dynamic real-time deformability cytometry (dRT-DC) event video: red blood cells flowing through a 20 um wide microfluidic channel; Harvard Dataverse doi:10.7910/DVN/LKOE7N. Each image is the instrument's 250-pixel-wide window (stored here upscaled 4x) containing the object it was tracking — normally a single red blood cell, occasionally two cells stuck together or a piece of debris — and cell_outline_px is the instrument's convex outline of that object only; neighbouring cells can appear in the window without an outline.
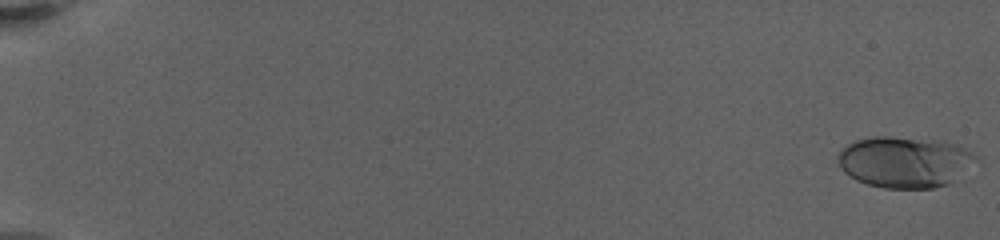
{"species": "human", "species_latin": "Homo sapiens", "temperature_condition": "warm", "stored_images_in_passage": 76, "camera_frame_rate_fps": 3000, "um_per_image_px": 0.085, "donor": {"sex": "female"}, "frame": {"image": 1, "passage_image": 1, "time_ms": 0.0, "image_size_px": [1000, 240], "cell_outline_px": [[980, 160], [948, 184], [932, 188], [884, 188], [868, 184], [856, 180], [844, 172], [840, 168], [836, 156], [848, 144], [856, 140], [872, 136], [888, 136], [944, 140], [964, 148], [972, 152]], "centroid_in_image_um": [76.9, 13.75], "position_along_channel_um": 8.1, "area_um2": 41.38}}
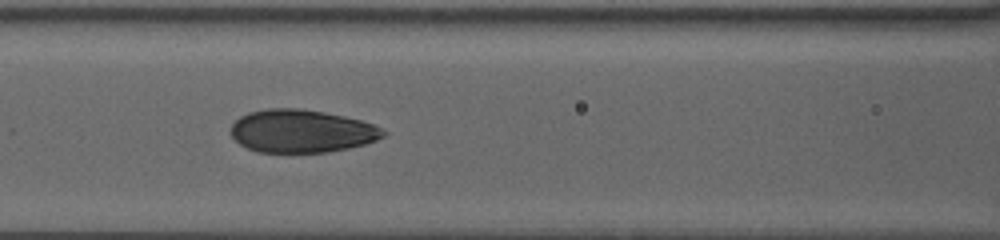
{"frame": {"image": 2, "passage_image": 50, "time_ms": 10.333, "image_size_px": [1000, 240], "cell_outline_px": [[388, 132], [384, 136], [376, 140], [364, 144], [348, 148], [328, 152], [256, 152], [240, 144], [232, 136], [232, 124], [240, 116], [248, 112], [268, 108], [300, 108], [324, 112], [344, 116], [360, 120], [372, 124]], "centroid_in_image_um": [25.63, 11.14], "position_along_channel_um": 141.0, "area_um2": 38.03}}
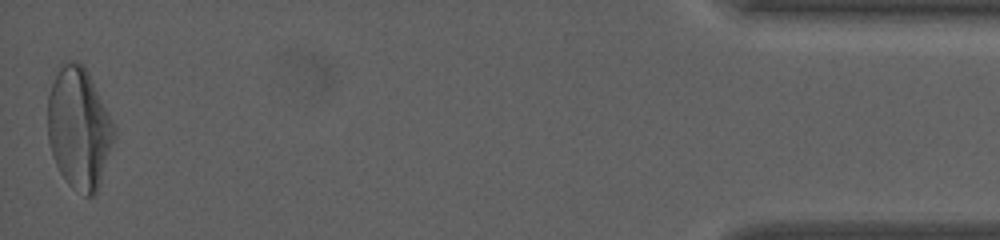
{"frame": {"image": 3, "passage_image": 76, "time_ms": 21.667, "image_size_px": [1000, 240], "cell_outline_px": [[116, 136], [96, 196], [84, 196], [72, 188], [64, 180], [52, 156], [48, 140], [48, 96], [52, 84], [60, 68], [68, 60], [76, 60], [88, 72], [116, 128]], "centroid_in_image_um": [6.73, 10.97], "position_along_channel_um": 428.5, "area_um2": 46.99}, "authors_computed_cell_mechanics": {"area_um2": 38.726, "velocity_mm_per_s": 3.2314, "shape_relaxation_time_tau1_ms": 5.632, "shape_relaxation_time_tau2_ms": 0.9077, "deformation_change_tau1": 0.1884, "deformation_change_tau2": 0.0633}}